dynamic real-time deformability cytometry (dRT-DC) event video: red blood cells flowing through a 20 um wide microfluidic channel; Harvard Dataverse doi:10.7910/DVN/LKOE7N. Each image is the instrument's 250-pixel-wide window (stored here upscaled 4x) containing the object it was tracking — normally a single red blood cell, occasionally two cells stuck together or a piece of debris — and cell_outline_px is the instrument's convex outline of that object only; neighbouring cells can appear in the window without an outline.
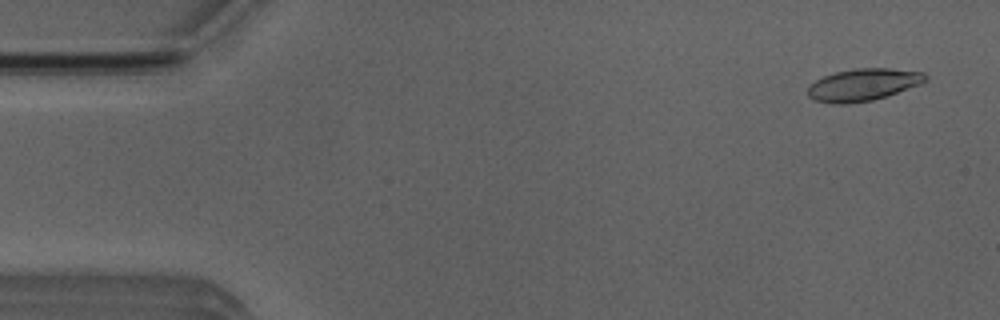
{"species": "Egyptian fruit bat (a non-hibernating species)", "species_latin": "Rousettus aegyptiacus", "temperature_condition": "room temperature", "stored_images_in_passage": 5, "camera_frame_rate_fps": 3000, "um_per_image_px": 0.085, "animal": {"sex": "male"}, "frame": {"image": 1, "passage_image": 1, "time_ms": 0.0, "image_size_px": [1000, 320], "cell_outline_px": [[928, 80], [920, 84], [872, 100], [848, 104], [832, 104], [816, 100], [808, 96], [808, 84], [824, 76], [836, 72], [852, 68], [888, 68], [924, 72], [928, 76]], "centroid_in_image_um": [73.35, 7.19], "position_along_channel_um": 11.7, "area_um2": 22.02}}
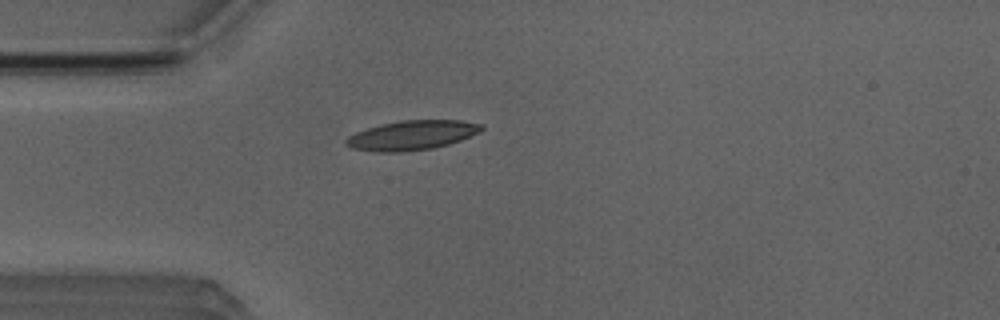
{"frame": {"image": 2, "passage_image": 4, "time_ms": 3.667, "image_size_px": [1000, 320], "cell_outline_px": [[484, 128], [480, 132], [460, 140], [448, 144], [432, 148], [400, 152], [376, 152], [352, 148], [344, 144], [344, 140], [348, 136], [356, 132], [380, 124], [400, 120], [460, 120], [480, 124]], "centroid_in_image_um": [34.98, 11.49], "position_along_channel_um": 50.0, "area_um2": 23.24}}